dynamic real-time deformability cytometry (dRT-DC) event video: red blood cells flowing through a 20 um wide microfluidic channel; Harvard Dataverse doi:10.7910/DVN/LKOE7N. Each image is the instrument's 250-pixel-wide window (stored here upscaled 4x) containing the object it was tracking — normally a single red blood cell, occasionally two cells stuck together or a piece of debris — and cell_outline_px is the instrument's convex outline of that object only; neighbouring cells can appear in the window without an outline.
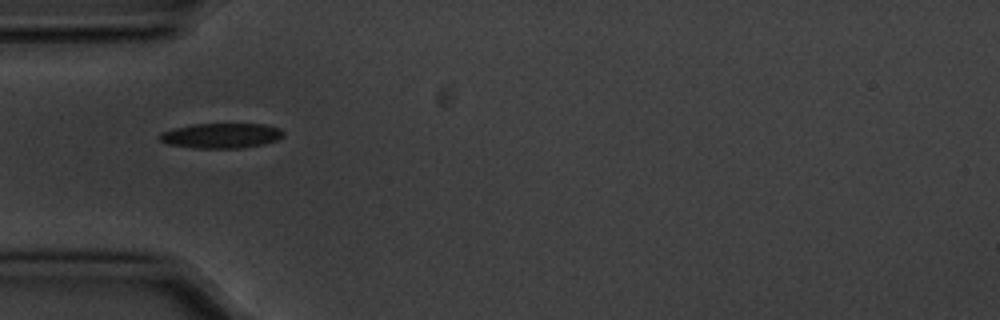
{"species": "common noctule bat (a hibernating species)", "species_latin": "Nyctalus noctula", "temperature_condition": "cold", "stored_images_in_passage": 3, "camera_frame_rate_fps": 3000, "um_per_image_px": 0.085, "animal": {"sex": "male", "body_mass_g": 20.1, "forearm_length_mm": 53.5}, "frame": {"image": 1, "passage_image": 1, "time_ms": 0.0, "image_size_px": [1000, 320], "cell_outline_px": [[284, 136], [276, 140], [264, 144], [240, 148], [192, 148], [168, 144], [160, 140], [156, 136], [160, 132], [172, 128], [192, 124], [264, 124], [280, 128], [284, 132]], "centroid_in_image_um": [18.77, 11.53], "position_along_channel_um": 66.2, "area_um2": 18.26}}